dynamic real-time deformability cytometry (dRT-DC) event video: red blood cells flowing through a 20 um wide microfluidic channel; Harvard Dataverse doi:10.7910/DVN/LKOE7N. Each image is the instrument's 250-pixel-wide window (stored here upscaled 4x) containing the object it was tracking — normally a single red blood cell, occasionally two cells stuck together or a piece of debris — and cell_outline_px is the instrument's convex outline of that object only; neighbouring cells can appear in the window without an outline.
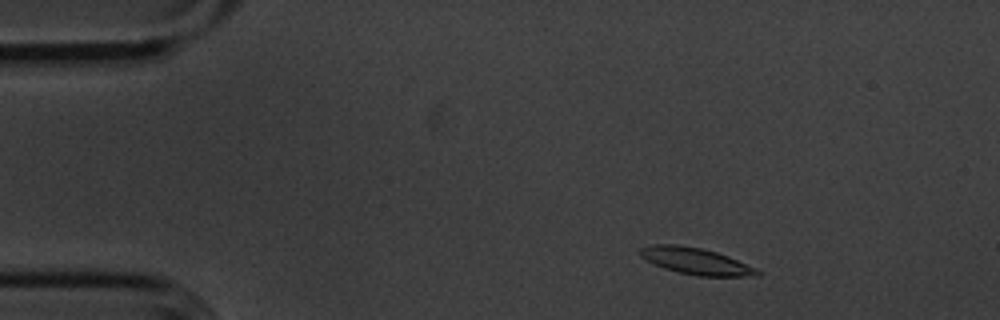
{"species": "common noctule bat (a hibernating species)", "species_latin": "Nyctalus noctula", "temperature_condition": "cold", "stored_images_in_passage": 52, "camera_frame_rate_fps": 3000, "um_per_image_px": 0.085, "animal": {"sex": "male", "body_mass_g": 20.1, "forearm_length_mm": 53.5}, "frame": {"image": 1, "passage_image": 5, "time_ms": 1.333, "image_size_px": [1000, 320], "cell_outline_px": [[764, 272], [760, 276], [696, 276], [676, 272], [664, 268], [640, 256], [640, 248], [652, 244], [676, 244], [700, 248], [716, 252], [728, 256], [756, 268]], "centroid_in_image_um": [59.19, 22.2], "position_along_channel_um": 25.8, "area_um2": 18.15}}
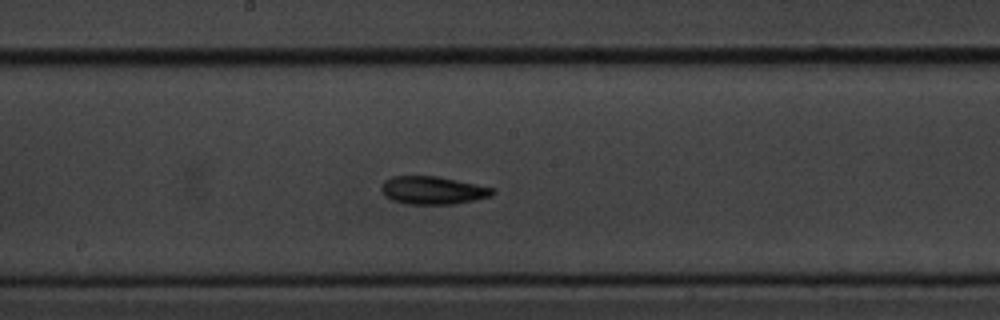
{"frame": {"image": 2, "passage_image": 26, "time_ms": 8.333, "image_size_px": [1000, 320], "cell_outline_px": [[496, 192], [492, 196], [452, 204], [404, 204], [392, 200], [384, 196], [380, 192], [380, 184], [384, 180], [392, 176], [440, 176], [496, 188]], "centroid_in_image_um": [36.76, 16.17], "position_along_channel_um": 211.4, "area_um2": 18.5}}
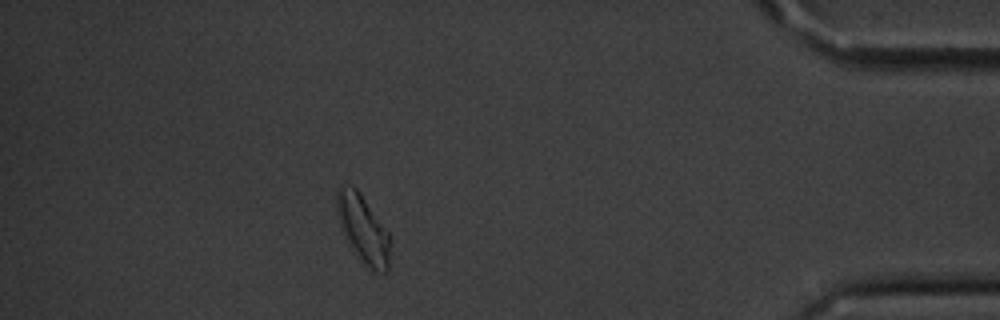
{"frame": {"image": 3, "passage_image": 46, "time_ms": 15.0, "image_size_px": [1000, 320], "cell_outline_px": [[388, 268], [384, 272], [372, 272], [364, 268], [348, 244], [340, 228], [336, 212], [336, 188], [340, 184], [356, 188], [388, 232]], "centroid_in_image_um": [30.79, 19.49], "position_along_channel_um": 404.4, "area_um2": 21.15}, "authors_computed_cell_mechanics": {"area_um2": 18.1203, "velocity_mm_per_s": 3.5709, "shape_relaxation_time_tau1_ms": 5.5007, "shape_relaxation_time_tau2_ms": 7.9826, "deformation_change_tau1": 0.1269, "deformation_change_tau2": 0.1522}}